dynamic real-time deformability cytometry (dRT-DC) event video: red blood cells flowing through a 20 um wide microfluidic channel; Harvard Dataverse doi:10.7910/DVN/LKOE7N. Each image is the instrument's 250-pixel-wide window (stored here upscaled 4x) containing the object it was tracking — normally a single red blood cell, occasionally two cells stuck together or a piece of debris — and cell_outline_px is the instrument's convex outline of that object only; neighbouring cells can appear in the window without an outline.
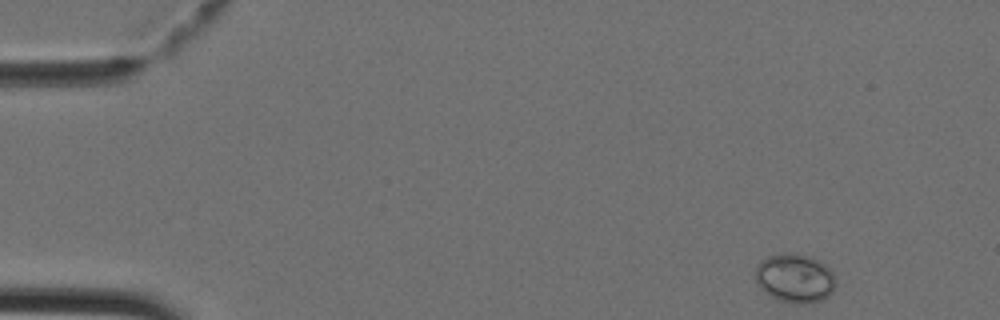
{"species": "Egyptian fruit bat (a non-hibernating species)", "species_latin": "Rousettus aegyptiacus", "temperature_condition": "cold", "stored_images_in_passage": 40, "camera_frame_rate_fps": 3000, "um_per_image_px": 0.085, "animal": {"sex": "female"}, "frame": {"image": 1, "passage_image": 1, "time_ms": 0.0, "image_size_px": [1000, 320], "cell_outline_px": [[836, 284], [832, 292], [828, 296], [820, 300], [804, 304], [800, 304], [780, 300], [772, 296], [760, 288], [756, 280], [756, 264], [768, 256], [776, 252], [792, 252], [812, 256], [824, 264], [832, 272], [836, 280]], "centroid_in_image_um": [67.57, 23.61], "position_along_channel_um": 17.4, "area_um2": 23.06}}
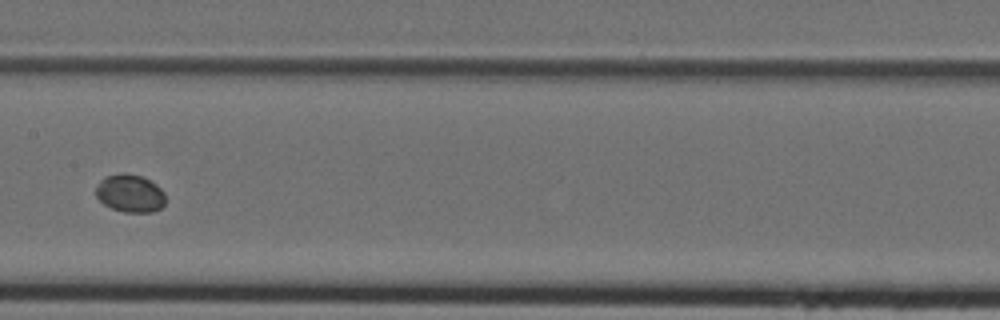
{"frame": {"image": 2, "passage_image": 19, "time_ms": 6.0, "image_size_px": [1000, 320], "cell_outline_px": [[164, 204], [160, 208], [152, 212], [124, 212], [112, 208], [104, 204], [96, 196], [96, 188], [100, 180], [104, 176], [120, 172], [140, 176], [156, 184], [164, 192]], "centroid_in_image_um": [11.03, 16.43], "position_along_channel_um": 196.4, "area_um2": 15.26}}
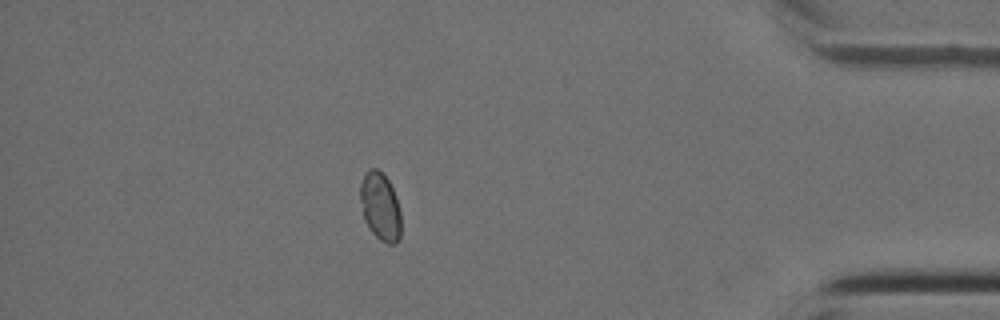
{"frame": {"image": 3, "passage_image": 35, "time_ms": 11.333, "image_size_px": [1000, 320], "cell_outline_px": [[400, 240], [396, 244], [388, 244], [380, 240], [372, 232], [364, 220], [360, 200], [360, 184], [364, 172], [368, 168], [376, 168], [388, 180], [392, 188], [400, 212]], "centroid_in_image_um": [32.3, 17.56], "position_along_channel_um": 402.9, "area_um2": 16.13}}